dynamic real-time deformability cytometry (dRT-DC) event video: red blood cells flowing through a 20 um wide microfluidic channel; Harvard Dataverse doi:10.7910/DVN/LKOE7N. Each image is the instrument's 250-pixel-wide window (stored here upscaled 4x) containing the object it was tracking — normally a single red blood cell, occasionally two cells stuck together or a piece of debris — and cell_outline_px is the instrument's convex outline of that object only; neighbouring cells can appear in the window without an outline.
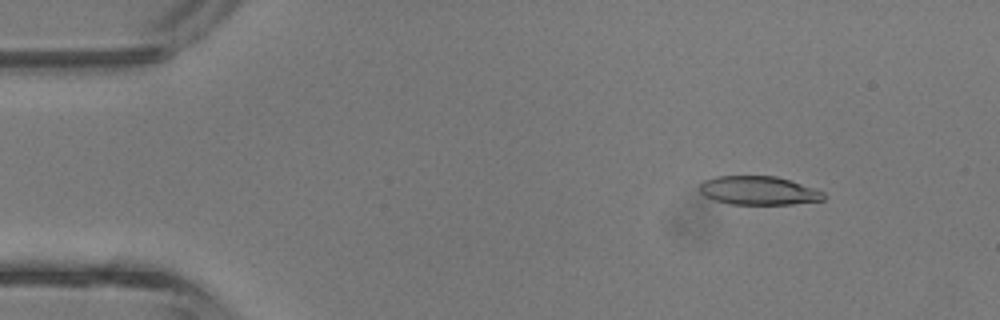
{"species": "common noctule bat (a hibernating species)", "species_latin": "Nyctalus noctula", "temperature_condition": "room temperature", "stored_images_in_passage": 41, "camera_frame_rate_fps": 3000, "um_per_image_px": 0.085, "animal": {"sex": "male", "body_mass_g": 13.3}, "frame": {"image": 1, "passage_image": 5, "time_ms": 1.333, "image_size_px": [1000, 320], "cell_outline_px": [[824, 200], [792, 204], [732, 204], [716, 200], [704, 196], [700, 192], [700, 184], [704, 180], [716, 176], [776, 176], [824, 192]], "centroid_in_image_um": [64.45, 16.2], "position_along_channel_um": 20.6, "area_um2": 20.46}}
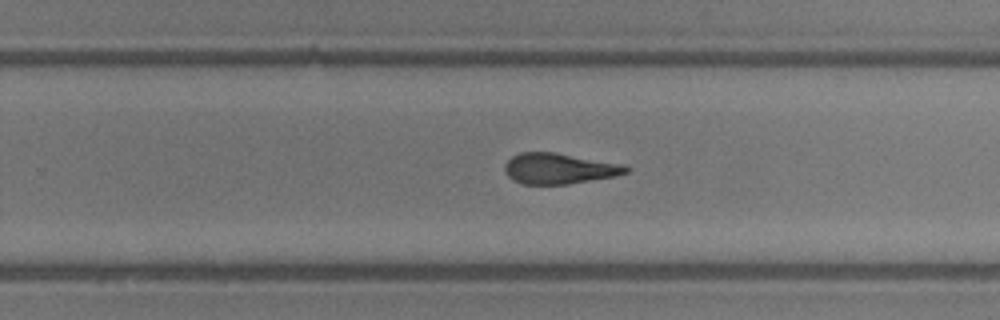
{"frame": {"image": 2, "passage_image": 26, "time_ms": 8.333, "image_size_px": [1000, 320], "cell_outline_px": [[632, 168], [628, 172], [616, 176], [568, 184], [524, 184], [512, 180], [508, 176], [504, 168], [504, 164], [512, 156], [520, 152], [556, 152], [624, 164]], "centroid_in_image_um": [47.55, 14.32], "position_along_channel_um": 282.3, "area_um2": 21.91}}
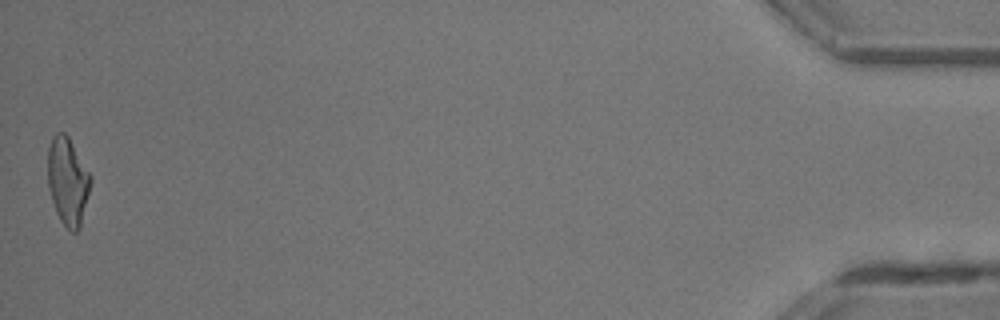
{"frame": {"image": 3, "passage_image": 41, "time_ms": 13.333, "image_size_px": [1000, 320], "cell_outline_px": [[92, 180], [80, 228], [76, 232], [72, 232], [60, 220], [56, 212], [48, 188], [48, 148], [52, 136], [56, 132], [64, 132], [68, 136], [92, 176]], "centroid_in_image_um": [5.76, 15.39], "position_along_channel_um": 429.4, "area_um2": 21.91}, "authors_computed_cell_mechanics": {"area_um2": 22.3108, "velocity_mm_per_s": 4.9733, "shape_relaxation_time_tau1_ms": 6.1859, "shape_relaxation_time_tau2_ms": 2.1462, "deformation_change_tau1": 0.2451, "deformation_change_tau2": 0.1283}}